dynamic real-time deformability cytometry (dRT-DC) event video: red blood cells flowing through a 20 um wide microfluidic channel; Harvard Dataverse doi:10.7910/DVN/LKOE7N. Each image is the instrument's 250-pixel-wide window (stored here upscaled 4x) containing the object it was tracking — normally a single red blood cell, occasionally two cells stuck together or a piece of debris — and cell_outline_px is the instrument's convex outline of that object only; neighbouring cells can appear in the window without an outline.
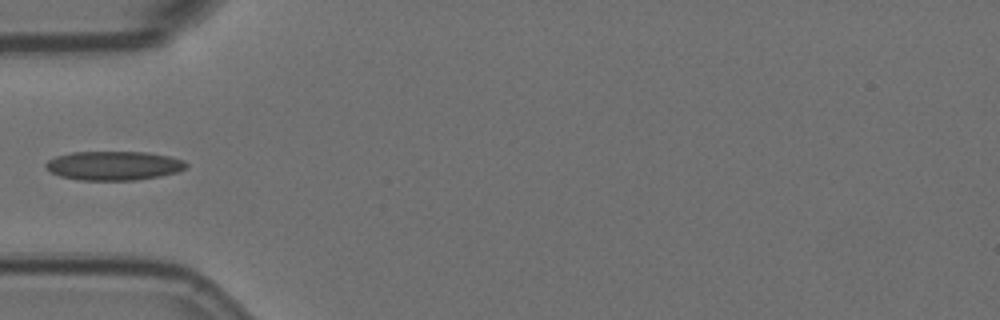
{"species": "Egyptian fruit bat (a non-hibernating species)", "species_latin": "Rousettus aegyptiacus", "temperature_condition": "room temperature", "stored_images_in_passage": 1, "camera_frame_rate_fps": 3000, "um_per_image_px": 0.085, "animal": {"sex": "female"}, "frame": {"image": 1, "passage_image": 1, "time_ms": 0.0, "image_size_px": [1000, 320], "cell_outline_px": [[188, 168], [176, 172], [160, 176], [136, 180], [80, 180], [60, 176], [44, 168], [44, 164], [48, 160], [56, 156], [72, 152], [148, 152], [168, 156], [184, 160], [188, 164]], "centroid_in_image_um": [9.67, 14.08], "position_along_channel_um": 75.3, "area_um2": 23.87}}